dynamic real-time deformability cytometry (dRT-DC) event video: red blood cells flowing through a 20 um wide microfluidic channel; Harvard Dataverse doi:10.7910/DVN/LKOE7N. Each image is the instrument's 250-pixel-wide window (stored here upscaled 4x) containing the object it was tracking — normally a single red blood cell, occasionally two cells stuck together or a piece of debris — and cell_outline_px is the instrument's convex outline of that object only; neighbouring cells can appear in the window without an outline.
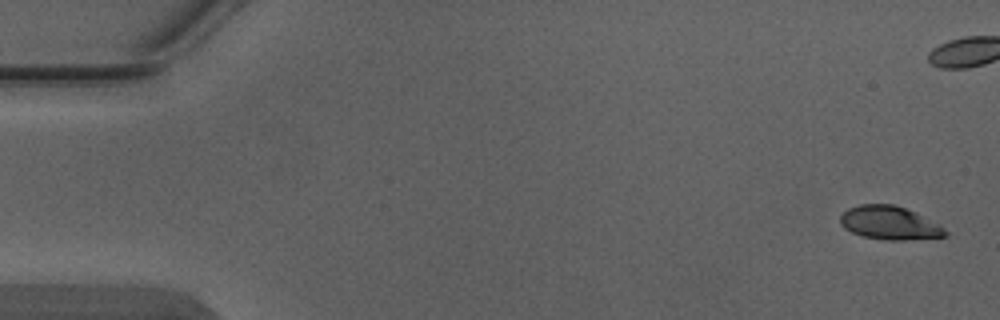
{"species": "Egyptian fruit bat (a non-hibernating species)", "species_latin": "Rousettus aegyptiacus", "temperature_condition": "warm", "stored_images_in_passage": 5, "camera_frame_rate_fps": 3000, "um_per_image_px": 0.085, "animal": {"sex": "male"}, "frame": {"image": 1, "passage_image": 1, "time_ms": 0.0, "image_size_px": [1000, 320], "cell_outline_px": [[948, 236], [904, 240], [888, 240], [864, 236], [852, 232], [844, 228], [840, 224], [840, 216], [848, 208], [860, 204], [892, 204], [916, 212], [944, 228], [948, 232]], "centroid_in_image_um": [75.6, 18.94], "position_along_channel_um": 9.4, "area_um2": 20.29}}
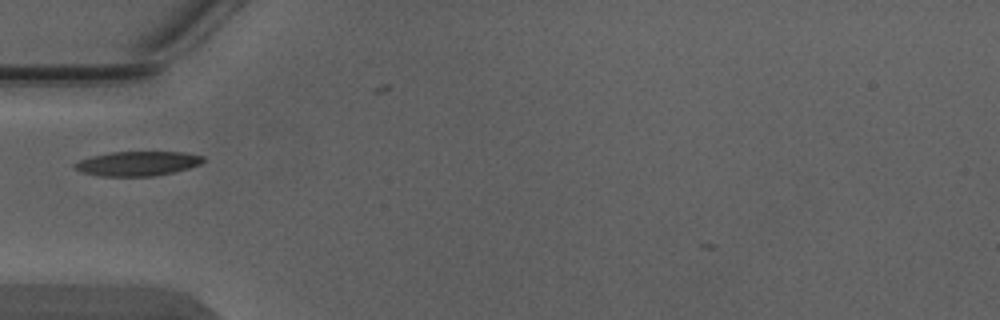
{"frame": {"image": 2, "passage_image": 5, "time_ms": 1.333, "image_size_px": [1000, 320], "cell_outline_px": [[204, 160], [200, 164], [188, 168], [172, 172], [152, 176], [96, 176], [80, 172], [72, 168], [72, 164], [80, 160], [92, 156], [112, 152], [184, 152], [204, 156]], "centroid_in_image_um": [11.63, 13.9], "position_along_channel_um": 73.4, "area_um2": 18.38}}